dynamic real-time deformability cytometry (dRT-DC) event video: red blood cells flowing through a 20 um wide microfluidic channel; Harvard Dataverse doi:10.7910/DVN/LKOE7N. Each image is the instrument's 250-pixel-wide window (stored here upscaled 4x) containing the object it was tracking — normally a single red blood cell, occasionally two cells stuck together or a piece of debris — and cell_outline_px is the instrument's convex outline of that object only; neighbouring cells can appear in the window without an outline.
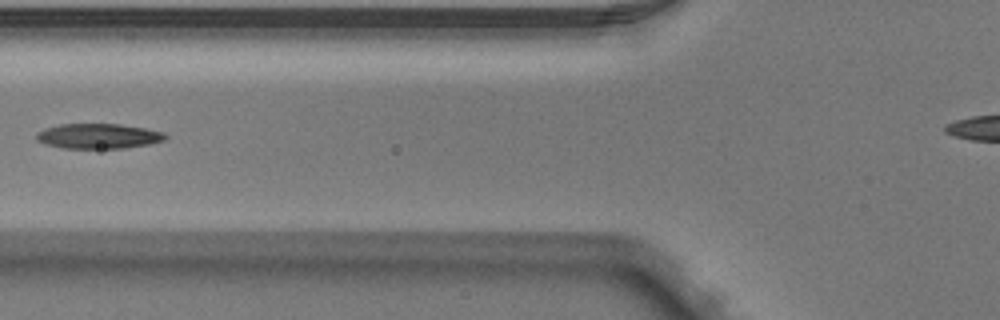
{"species": "Egyptian fruit bat (a non-hibernating species)", "species_latin": "Rousettus aegyptiacus", "temperature_condition": "warm", "stored_images_in_passage": 3, "camera_frame_rate_fps": 3000, "um_per_image_px": 0.085, "animal": {"sex": "male"}, "frame": {"image": 1, "passage_image": 3, "time_ms": 0.667, "image_size_px": [1000, 320], "cell_outline_px": [[168, 136], [164, 140], [148, 144], [124, 148], [64, 148], [44, 144], [36, 140], [36, 132], [44, 128], [60, 124], [120, 124], [144, 128], [164, 132]], "centroid_in_image_um": [8.33, 11.56], "position_along_channel_um": 117.5, "area_um2": 18.84}}